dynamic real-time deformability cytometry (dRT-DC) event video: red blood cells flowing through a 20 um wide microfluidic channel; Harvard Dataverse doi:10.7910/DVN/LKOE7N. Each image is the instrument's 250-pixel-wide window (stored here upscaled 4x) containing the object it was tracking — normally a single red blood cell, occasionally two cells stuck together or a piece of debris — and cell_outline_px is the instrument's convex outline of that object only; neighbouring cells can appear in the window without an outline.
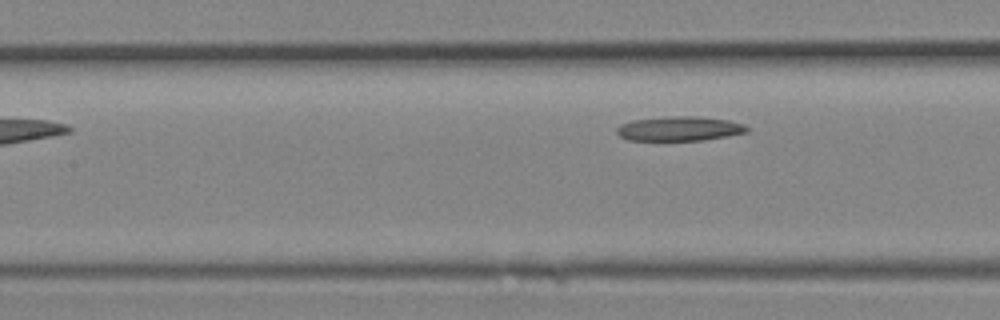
{"species": "Egyptian fruit bat (a non-hibernating species)", "species_latin": "Rousettus aegyptiacus", "temperature_condition": "room temperature", "stored_images_in_passage": 7, "segment_of_instrument_passage": [2, 2], "camera_frame_rate_fps": 3000, "um_per_image_px": 0.085, "animal": {"sex": "female"}, "frame": {"image": 1, "passage_image": 7, "time_ms": 2.0, "image_size_px": [1000, 320], "cell_outline_px": [[748, 132], [728, 136], [704, 140], [628, 140], [620, 136], [616, 132], [616, 128], [620, 124], [632, 120], [676, 116], [696, 116], [728, 120], [744, 124], [748, 128]], "centroid_in_image_um": [57.75, 10.94], "position_along_channel_um": 149.6, "area_um2": 18.5}}